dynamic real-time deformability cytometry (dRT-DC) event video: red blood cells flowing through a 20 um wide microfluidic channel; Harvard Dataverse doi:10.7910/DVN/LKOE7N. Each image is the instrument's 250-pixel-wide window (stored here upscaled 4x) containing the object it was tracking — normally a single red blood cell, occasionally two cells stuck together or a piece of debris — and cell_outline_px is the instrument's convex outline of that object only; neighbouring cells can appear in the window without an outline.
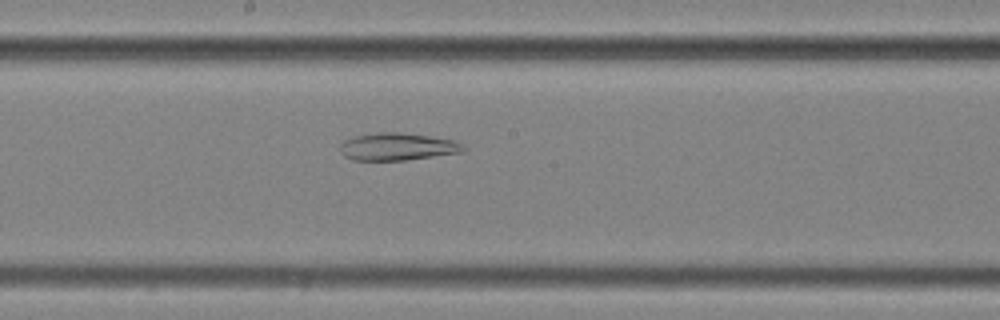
{"species": "common noctule bat (a hibernating species)", "species_latin": "Nyctalus noctula", "temperature_condition": "cold", "stored_images_in_passage": 56, "segment_of_instrument_passage": [2, 2], "camera_frame_rate_fps": 3000, "um_per_image_px": 0.085, "animal": {"sex": "female", "body_mass_g": 25.1}, "frame": {"image": 1, "passage_image": 31, "time_ms": 10.0, "image_size_px": [1000, 320], "cell_outline_px": [[464, 152], [404, 160], [352, 160], [344, 156], [340, 152], [340, 144], [344, 140], [356, 136], [376, 132], [400, 132], [456, 140], [464, 144]], "centroid_in_image_um": [33.78, 12.46], "position_along_channel_um": 214.4, "area_um2": 19.77}}
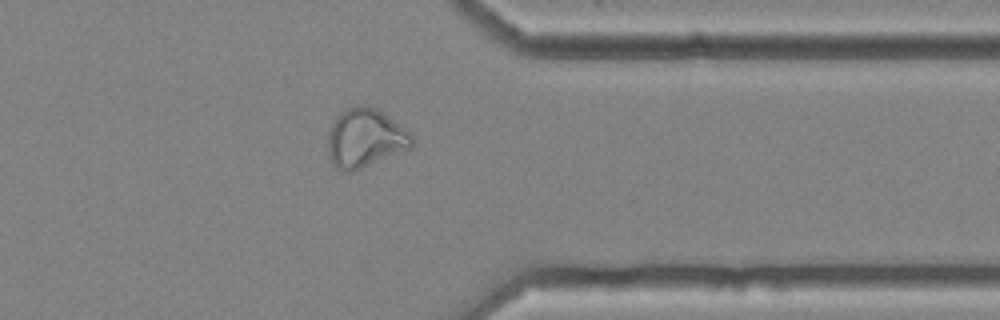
{"frame": {"image": 2, "passage_image": 45, "time_ms": 14.667, "image_size_px": [1000, 320], "cell_outline_px": [[412, 148], [352, 172], [340, 172], [332, 164], [328, 156], [328, 132], [336, 116], [340, 112], [356, 104], [368, 104], [376, 108], [412, 132]], "centroid_in_image_um": [31.03, 11.74], "position_along_channel_um": 380.4, "area_um2": 29.3}}
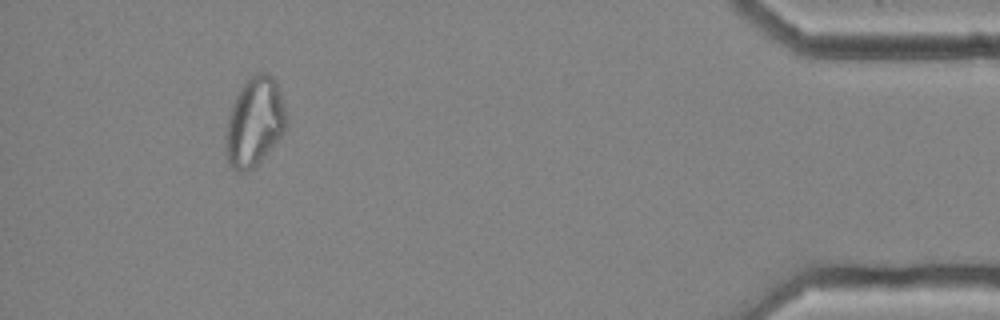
{"frame": {"image": 3, "passage_image": 52, "time_ms": 17.0, "image_size_px": [1000, 320], "cell_outline_px": [[288, 116], [284, 132], [260, 160], [252, 168], [244, 172], [236, 172], [232, 168], [228, 160], [224, 144], [224, 136], [228, 116], [232, 104], [240, 88], [256, 72], [264, 72], [272, 76], [276, 80]], "centroid_in_image_um": [21.62, 10.36], "position_along_channel_um": 413.6, "area_um2": 31.39}}